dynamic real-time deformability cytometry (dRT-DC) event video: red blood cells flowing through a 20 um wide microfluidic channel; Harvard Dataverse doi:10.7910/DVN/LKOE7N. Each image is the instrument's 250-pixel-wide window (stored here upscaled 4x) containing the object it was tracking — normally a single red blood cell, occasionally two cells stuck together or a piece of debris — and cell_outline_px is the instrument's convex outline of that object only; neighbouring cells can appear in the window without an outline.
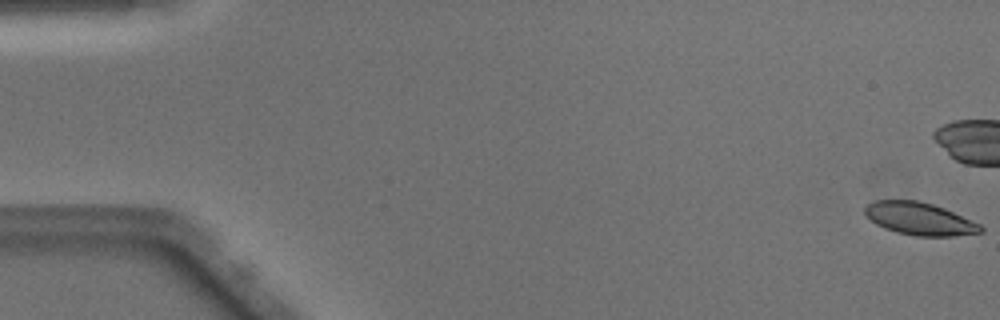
{"species": "Egyptian fruit bat (a non-hibernating species)", "species_latin": "Rousettus aegyptiacus", "temperature_condition": "warm", "stored_images_in_passage": 51, "camera_frame_rate_fps": 3000, "um_per_image_px": 0.085, "animal": {"sex": "male"}, "frame": {"image": 1, "passage_image": 1, "time_ms": 0.0, "image_size_px": [1000, 320], "cell_outline_px": [[984, 232], [956, 236], [916, 236], [896, 232], [884, 228], [876, 224], [864, 212], [864, 208], [868, 204], [876, 200], [916, 200], [932, 204], [944, 208], [980, 224], [984, 228]], "centroid_in_image_um": [78.18, 18.6], "position_along_channel_um": 6.8, "area_um2": 21.91}, "authors_computed_cell_mechanics": {"area_um2": 23.2356, "velocity_mm_per_s": 4.0647, "shape_relaxation_time_tau1_ms": 3.4941, "shape_relaxation_time_tau2_ms": 2.082, "deformation_change_tau1": 0.0943, "deformation_change_tau2": 0.0801}}